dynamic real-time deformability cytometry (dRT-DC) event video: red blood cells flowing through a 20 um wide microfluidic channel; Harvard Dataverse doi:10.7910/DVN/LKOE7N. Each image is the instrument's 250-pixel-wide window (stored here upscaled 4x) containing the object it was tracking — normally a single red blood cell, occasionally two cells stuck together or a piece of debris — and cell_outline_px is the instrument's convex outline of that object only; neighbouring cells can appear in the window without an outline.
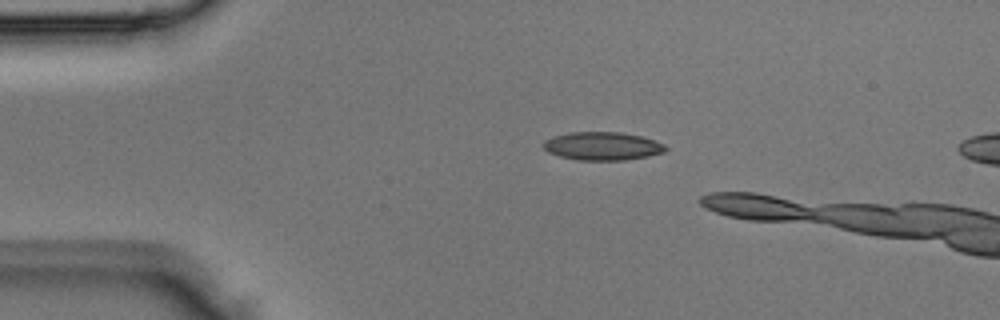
{"species": "Egyptian fruit bat (a non-hibernating species)", "species_latin": "Rousettus aegyptiacus", "temperature_condition": "room temperature", "stored_images_in_passage": 3, "camera_frame_rate_fps": 3000, "um_per_image_px": 0.085, "animal": {"sex": "male"}, "frame": {"image": 1, "passage_image": 1, "time_ms": 0.0, "image_size_px": [1000, 320], "cell_outline_px": [[668, 148], [664, 152], [648, 156], [624, 160], [576, 160], [560, 156], [548, 152], [540, 144], [544, 140], [552, 136], [568, 132], [620, 132], [640, 136], [664, 144]], "centroid_in_image_um": [51.15, 12.41], "position_along_channel_um": 33.8, "area_um2": 20.17}}